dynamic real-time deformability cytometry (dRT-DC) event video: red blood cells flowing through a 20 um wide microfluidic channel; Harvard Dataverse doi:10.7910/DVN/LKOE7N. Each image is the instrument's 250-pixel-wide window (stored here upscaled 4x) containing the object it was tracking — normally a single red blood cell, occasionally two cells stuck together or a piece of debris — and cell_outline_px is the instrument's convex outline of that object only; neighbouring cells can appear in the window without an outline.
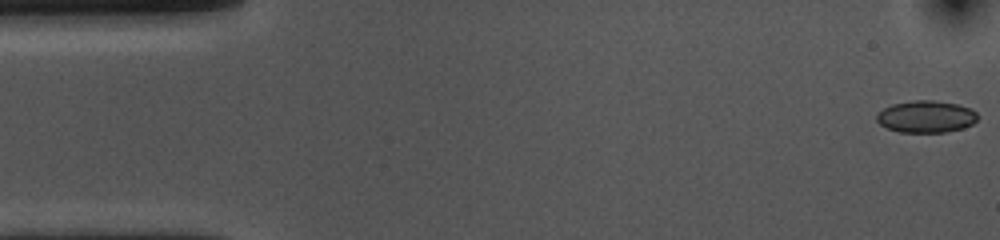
{"species": "common noctule bat (a hibernating species)", "species_latin": "Nyctalus noctula", "temperature_condition": "cold", "stored_images_in_passage": 55, "camera_frame_rate_fps": 3000, "um_per_image_px": 0.085, "animal": {"sex": "female", "body_mass_g": 10.0, "forearm_length_mm": 53.1}, "frame": {"image": 1, "passage_image": 1, "time_ms": 0.0, "image_size_px": [1000, 240], "cell_outline_px": [[976, 120], [972, 124], [964, 128], [944, 132], [900, 132], [888, 128], [880, 124], [876, 120], [876, 116], [884, 108], [892, 104], [916, 100], [932, 100], [956, 104], [972, 108], [976, 112]], "centroid_in_image_um": [78.72, 9.91], "position_along_channel_um": 6.3, "area_um2": 18.67}}
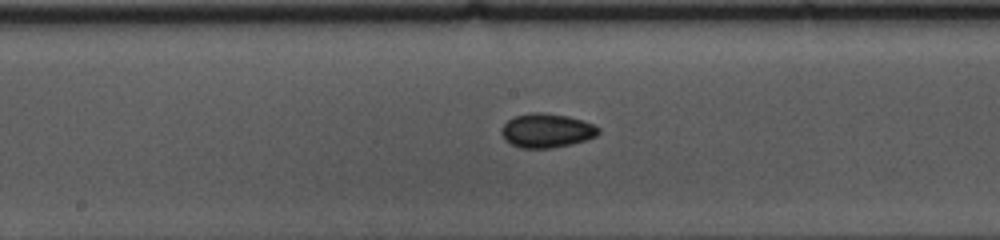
{"frame": {"image": 2, "passage_image": 27, "time_ms": 8.667, "image_size_px": [1000, 240], "cell_outline_px": [[600, 132], [596, 136], [584, 140], [552, 148], [520, 148], [504, 140], [500, 132], [504, 124], [508, 120], [516, 116], [532, 112], [540, 112], [568, 116], [584, 120], [600, 128]], "centroid_in_image_um": [46.45, 11.09], "position_along_channel_um": 201.7, "area_um2": 19.19}}
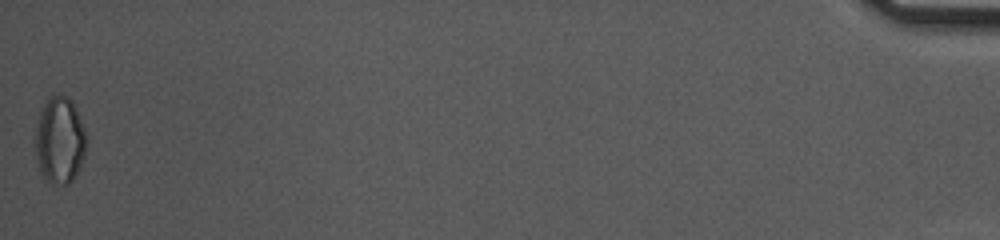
{"frame": {"image": 3, "passage_image": 55, "time_ms": 18.0, "image_size_px": [1000, 240], "cell_outline_px": [[88, 144], [84, 160], [80, 168], [72, 180], [68, 184], [52, 184], [40, 172], [36, 156], [36, 124], [40, 112], [48, 96], [68, 96], [72, 100], [84, 128], [88, 140]], "centroid_in_image_um": [5.11, 11.93], "position_along_channel_um": 430.1, "area_um2": 26.01}, "authors_computed_cell_mechanics": {"area_um2": 18.496, "velocity_mm_per_s": 3.5675, "shape_relaxation_time_tau1_ms": null, "shape_relaxation_time_tau2_ms": 10.7295, "deformation_change_tau1": null, "deformation_change_tau2": 0.1135}}